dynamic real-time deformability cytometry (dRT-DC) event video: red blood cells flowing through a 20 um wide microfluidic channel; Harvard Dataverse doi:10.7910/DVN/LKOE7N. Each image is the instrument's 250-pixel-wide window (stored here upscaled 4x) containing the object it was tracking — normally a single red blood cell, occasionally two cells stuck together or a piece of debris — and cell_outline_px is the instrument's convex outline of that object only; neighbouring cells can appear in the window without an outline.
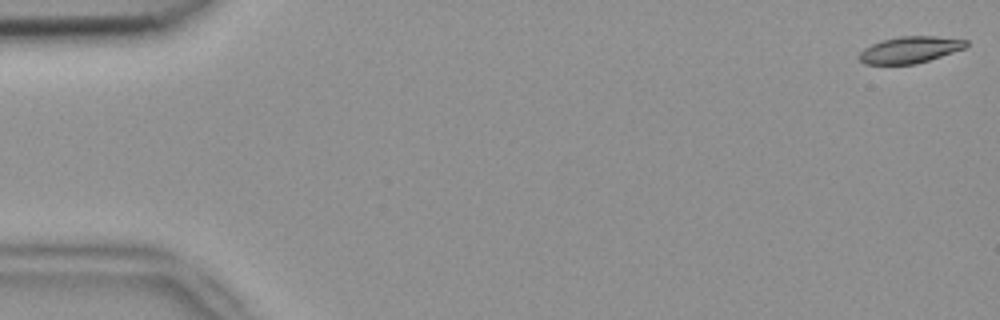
{"species": "common noctule bat (a hibernating species)", "species_latin": "Nyctalus noctula", "temperature_condition": "room temperature", "stored_images_in_passage": 5, "camera_frame_rate_fps": 3000, "um_per_image_px": 0.085, "animal": {"sex": "female", "body_mass_g": 18.4}, "frame": {"image": 1, "passage_image": 1, "time_ms": 0.0, "image_size_px": [1000, 320], "cell_outline_px": [[968, 44], [964, 48], [916, 64], [864, 64], [860, 60], [860, 52], [864, 48], [880, 40], [900, 36], [936, 36], [968, 40]], "centroid_in_image_um": [77.33, 4.22], "position_along_channel_um": 7.7, "area_um2": 16.42}}
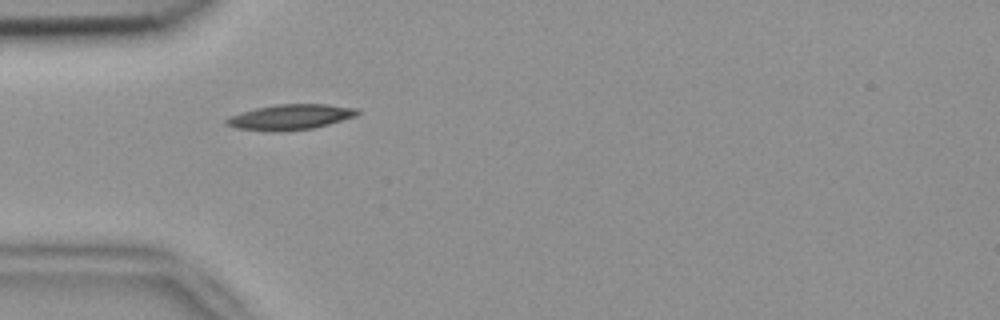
{"frame": {"image": 2, "passage_image": 4, "time_ms": 1.0, "image_size_px": [1000, 320], "cell_outline_px": [[360, 112], [356, 116], [328, 124], [312, 128], [280, 132], [272, 132], [236, 128], [224, 124], [224, 120], [228, 116], [240, 112], [256, 108], [276, 104], [328, 104], [360, 108]], "centroid_in_image_um": [24.66, 9.95], "position_along_channel_um": 60.3, "area_um2": 19.65}}